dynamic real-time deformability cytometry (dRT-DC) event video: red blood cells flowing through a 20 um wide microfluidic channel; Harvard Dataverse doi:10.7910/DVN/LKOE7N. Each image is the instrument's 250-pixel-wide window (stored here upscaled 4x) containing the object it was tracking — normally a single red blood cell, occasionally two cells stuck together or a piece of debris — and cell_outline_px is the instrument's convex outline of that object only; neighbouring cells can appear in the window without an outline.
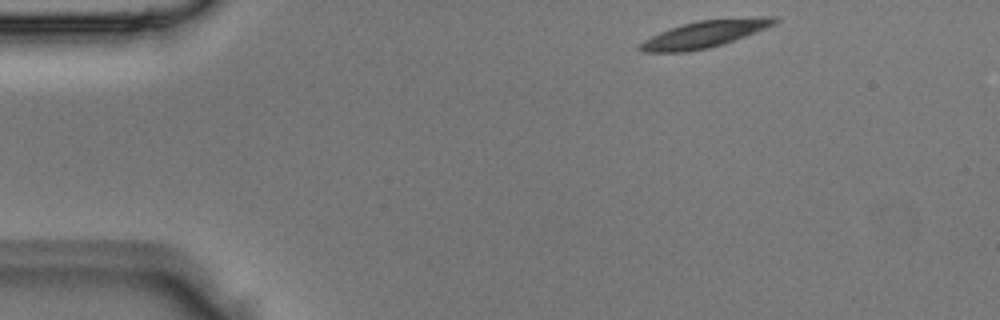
{"species": "Egyptian fruit bat (a non-hibernating species)", "species_latin": "Rousettus aegyptiacus", "temperature_condition": "room temperature", "stored_images_in_passage": 3, "camera_frame_rate_fps": 3000, "um_per_image_px": 0.085, "animal": {"sex": "male"}, "frame": {"image": 1, "passage_image": 1, "time_ms": 0.0, "image_size_px": [1000, 320], "cell_outline_px": [[780, 20], [776, 24], [724, 44], [708, 48], [688, 52], [644, 52], [640, 48], [640, 44], [644, 40], [660, 32], [684, 24], [700, 20], [760, 16], [776, 16]], "centroid_in_image_um": [59.98, 2.89], "position_along_channel_um": 25.0, "area_um2": 20.98}}
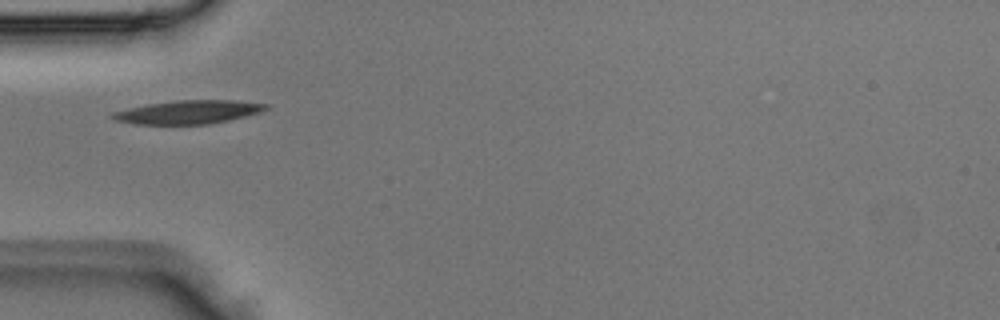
{"frame": {"image": 2, "passage_image": 3, "time_ms": 0.667, "image_size_px": [1000, 320], "cell_outline_px": [[268, 108], [260, 112], [228, 120], [208, 124], [136, 124], [116, 120], [108, 116], [112, 112], [128, 108], [148, 104], [176, 100], [236, 100], [268, 104]], "centroid_in_image_um": [15.98, 9.52], "position_along_channel_um": 69.0, "area_um2": 20.87}}